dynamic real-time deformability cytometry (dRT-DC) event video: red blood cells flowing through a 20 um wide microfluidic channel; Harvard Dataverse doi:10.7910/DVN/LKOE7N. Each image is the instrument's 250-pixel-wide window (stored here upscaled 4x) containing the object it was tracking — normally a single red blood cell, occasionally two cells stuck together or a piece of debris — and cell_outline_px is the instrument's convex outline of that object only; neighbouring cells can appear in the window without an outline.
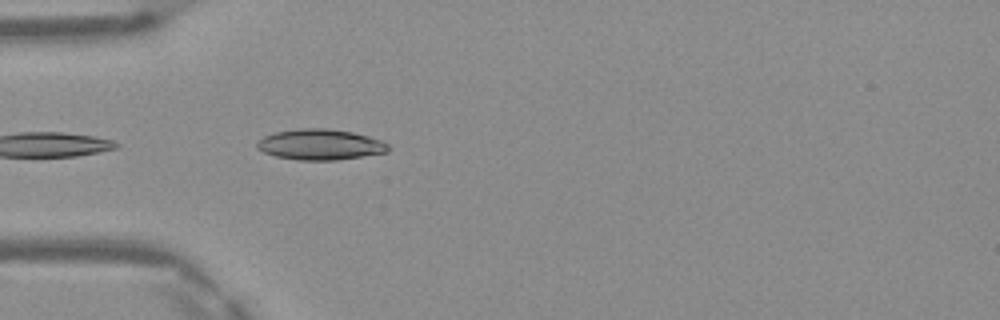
{"species": "Egyptian fruit bat (a non-hibernating species)", "species_latin": "Rousettus aegyptiacus", "temperature_condition": "warm", "stored_images_in_passage": 19, "camera_frame_rate_fps": 3000, "um_per_image_px": 0.085, "frame": {"image": 1, "passage_image": 1, "time_ms": 0.0, "image_size_px": [1000, 320], "cell_outline_px": [[388, 152], [336, 160], [300, 160], [276, 156], [264, 152], [256, 148], [256, 144], [264, 136], [276, 132], [300, 128], [328, 128], [352, 132], [384, 140], [388, 144]], "centroid_in_image_um": [27.24, 12.28], "position_along_channel_um": 57.8, "area_um2": 23.41}}